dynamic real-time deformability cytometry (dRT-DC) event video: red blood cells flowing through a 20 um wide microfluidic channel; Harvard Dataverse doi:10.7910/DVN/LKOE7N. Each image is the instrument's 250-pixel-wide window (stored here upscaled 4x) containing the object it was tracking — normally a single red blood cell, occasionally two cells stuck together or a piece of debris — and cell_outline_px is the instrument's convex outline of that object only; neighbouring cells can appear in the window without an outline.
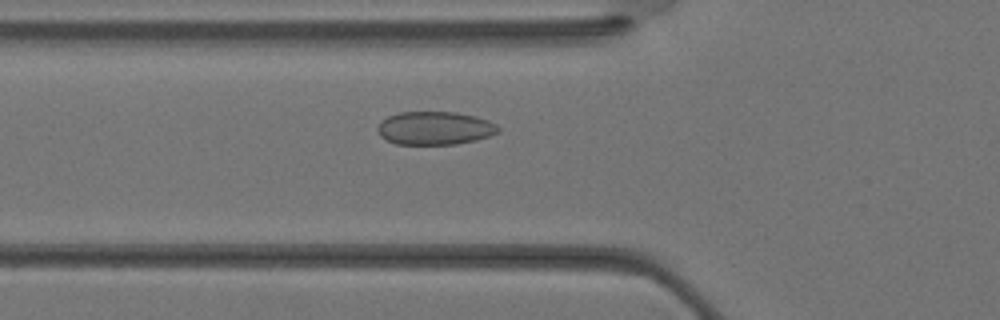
{"species": "Egyptian fruit bat (a non-hibernating species)", "species_latin": "Rousettus aegyptiacus", "temperature_condition": "warm", "stored_images_in_passage": 23, "camera_frame_rate_fps": 3000, "um_per_image_px": 0.085, "animal": {"sex": "female"}, "frame": {"image": 1, "passage_image": 3, "time_ms": 0.667, "image_size_px": [1000, 320], "cell_outline_px": [[500, 132], [476, 140], [456, 144], [396, 144], [380, 136], [376, 128], [388, 116], [400, 112], [456, 112], [476, 116], [488, 120], [496, 124], [500, 128]], "centroid_in_image_um": [36.99, 10.89], "position_along_channel_um": 88.8, "area_um2": 23.35}}
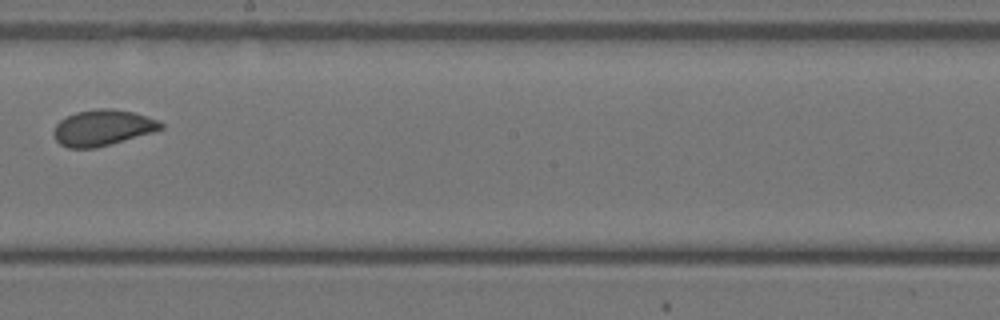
{"frame": {"image": 2, "passage_image": 11, "time_ms": 3.333, "image_size_px": [1000, 320], "cell_outline_px": [[164, 128], [152, 132], [96, 148], [68, 148], [60, 144], [52, 136], [52, 132], [56, 124], [60, 120], [76, 112], [100, 108], [112, 108], [132, 112], [156, 120], [164, 124]], "centroid_in_image_um": [8.67, 10.86], "position_along_channel_um": 239.5, "area_um2": 22.25}}
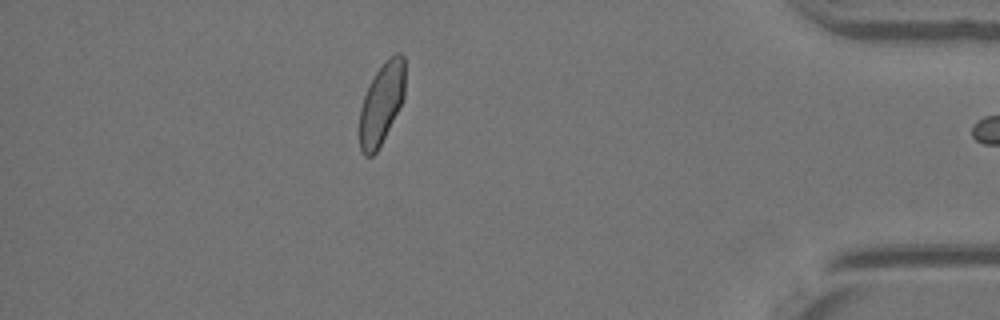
{"frame": {"image": 3, "passage_image": 22, "time_ms": 7.0, "image_size_px": [1000, 320], "cell_outline_px": [[404, 96], [376, 152], [372, 156], [364, 156], [360, 152], [360, 108], [368, 84], [384, 60], [396, 52], [400, 52], [404, 56]], "centroid_in_image_um": [32.41, 8.75], "position_along_channel_um": 402.8, "area_um2": 21.21}}